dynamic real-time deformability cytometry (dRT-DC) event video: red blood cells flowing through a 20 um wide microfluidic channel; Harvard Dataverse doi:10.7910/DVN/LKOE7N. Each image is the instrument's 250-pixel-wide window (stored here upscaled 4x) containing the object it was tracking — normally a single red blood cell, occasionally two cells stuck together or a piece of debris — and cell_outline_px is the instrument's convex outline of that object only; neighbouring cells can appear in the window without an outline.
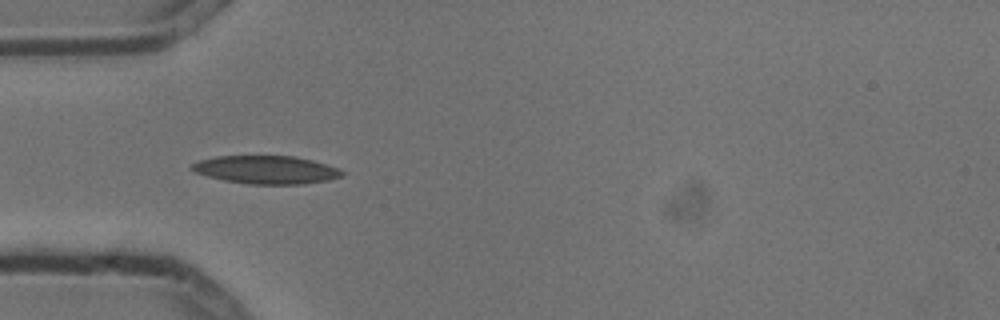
{"species": "common noctule bat (a hibernating species)", "species_latin": "Nyctalus noctula", "temperature_condition": "cold", "stored_images_in_passage": 8, "camera_frame_rate_fps": 3000, "um_per_image_px": 0.085, "animal": {"sex": "male", "body_mass_g": 13.3}, "frame": {"image": 1, "passage_image": 3, "time_ms": 0.667, "image_size_px": [1000, 320], "cell_outline_px": [[344, 176], [328, 180], [304, 184], [248, 184], [224, 180], [208, 176], [196, 172], [188, 168], [192, 164], [200, 160], [216, 156], [292, 156], [312, 160], [340, 168], [344, 172]], "centroid_in_image_um": [22.65, 14.43], "position_along_channel_um": 62.3, "area_um2": 24.62}}
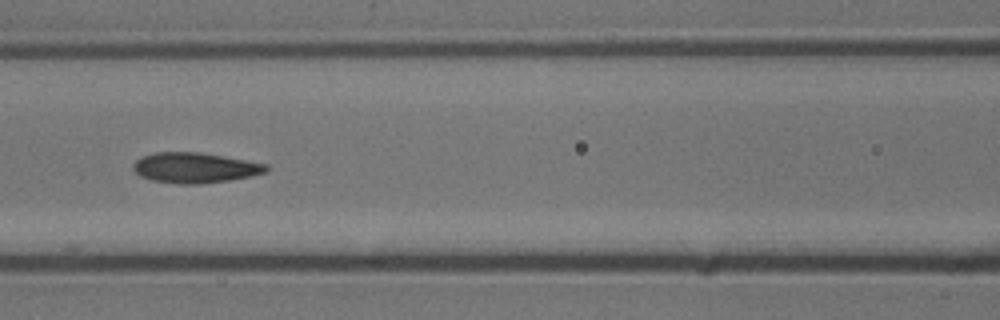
{"frame": {"image": 2, "passage_image": 5, "time_ms": 1.333, "image_size_px": [1000, 320], "cell_outline_px": [[268, 172], [252, 176], [232, 180], [200, 184], [180, 184], [152, 180], [140, 176], [132, 168], [132, 164], [140, 156], [156, 152], [200, 152], [268, 164]], "centroid_in_image_um": [16.57, 14.26], "position_along_channel_um": 150.0, "area_um2": 23.7}}
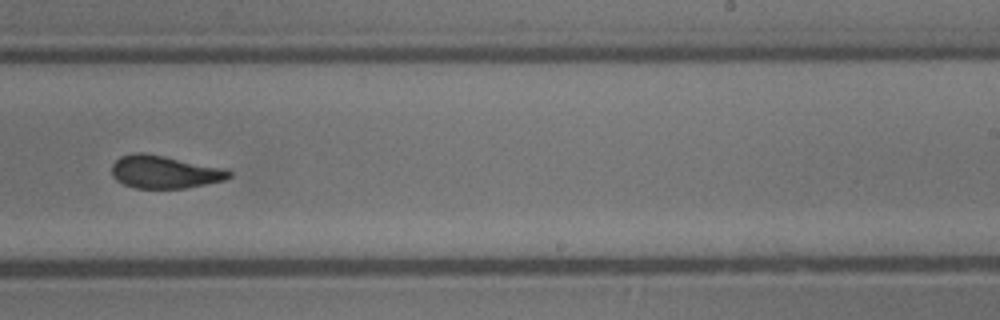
{"frame": {"image": 3, "passage_image": 8, "time_ms": 2.333, "image_size_px": [1000, 320], "cell_outline_px": [[232, 176], [224, 180], [184, 188], [136, 188], [124, 184], [116, 180], [112, 176], [112, 164], [120, 156], [136, 152], [144, 152], [228, 168], [232, 172]], "centroid_in_image_um": [14.0, 14.6], "position_along_channel_um": 275.0, "area_um2": 22.6}}